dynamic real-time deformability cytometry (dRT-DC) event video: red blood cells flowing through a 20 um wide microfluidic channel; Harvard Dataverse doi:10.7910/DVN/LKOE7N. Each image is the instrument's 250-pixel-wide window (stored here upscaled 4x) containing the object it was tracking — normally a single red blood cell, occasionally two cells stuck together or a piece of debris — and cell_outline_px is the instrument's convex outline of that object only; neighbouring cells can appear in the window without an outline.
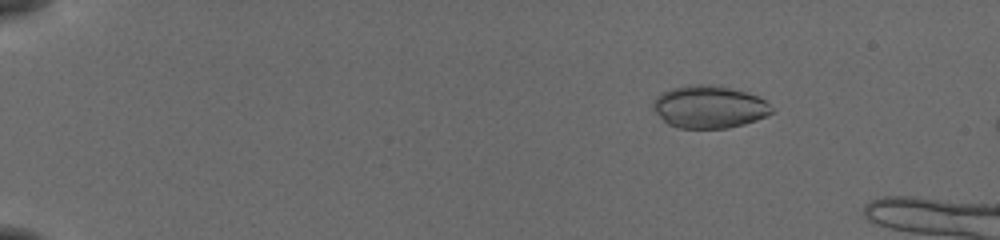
{"species": "common noctule bat (a hibernating species)", "species_latin": "Nyctalus noctula", "temperature_condition": "cold", "stored_images_in_passage": 53, "camera_frame_rate_fps": 3000, "um_per_image_px": 0.085, "animal": {"sex": "female", "body_mass_g": 19.5, "forearm_length_mm": 54.1}, "frame": {"image": 1, "passage_image": 9, "time_ms": 2.667, "image_size_px": [1000, 240], "cell_outline_px": [[772, 112], [768, 116], [744, 124], [728, 128], [680, 128], [668, 124], [652, 108], [652, 104], [656, 96], [672, 88], [696, 84], [712, 84], [744, 92], [756, 96], [764, 100], [772, 108]], "centroid_in_image_um": [60.27, 9.09], "position_along_channel_um": 24.7, "area_um2": 29.07}}
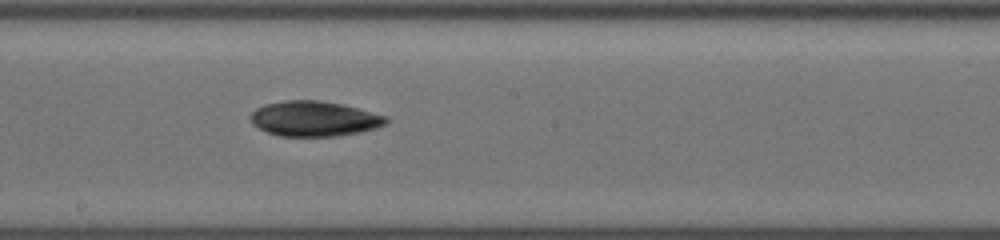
{"frame": {"image": 2, "passage_image": 33, "time_ms": 10.667, "image_size_px": [1000, 240], "cell_outline_px": [[388, 120], [384, 124], [376, 128], [360, 132], [340, 136], [280, 136], [268, 132], [252, 124], [248, 116], [256, 108], [264, 104], [284, 100], [320, 100], [340, 104], [388, 116]], "centroid_in_image_um": [26.68, 10.09], "position_along_channel_um": 221.5, "area_um2": 27.8}}
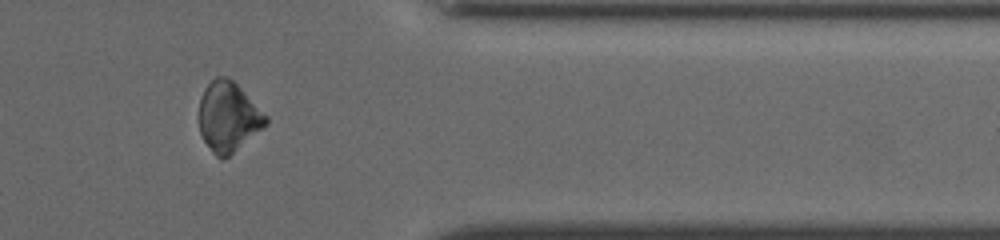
{"frame": {"image": 3, "passage_image": 47, "time_ms": 15.333, "image_size_px": [1000, 240], "cell_outline_px": [[268, 124], [224, 160], [220, 160], [212, 152], [204, 140], [200, 132], [200, 100], [204, 88], [216, 76], [228, 76], [268, 116]], "centroid_in_image_um": [19.41, 9.94], "position_along_channel_um": 392.0, "area_um2": 26.99}}